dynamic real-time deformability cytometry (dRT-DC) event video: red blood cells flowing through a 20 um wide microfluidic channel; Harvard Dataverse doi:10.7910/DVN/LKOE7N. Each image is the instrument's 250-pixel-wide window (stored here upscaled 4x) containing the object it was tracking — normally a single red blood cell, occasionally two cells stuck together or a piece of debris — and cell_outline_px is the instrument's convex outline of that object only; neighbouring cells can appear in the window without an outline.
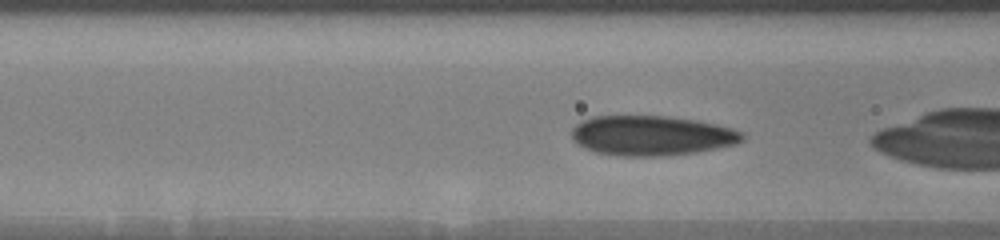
{"species": "human", "species_latin": "Homo sapiens", "temperature_condition": "warm", "stored_images_in_passage": 49, "camera_frame_rate_fps": 3000, "um_per_image_px": 0.085, "donor": {"sex": "male"}, "frame": {"image": 1, "passage_image": 4, "time_ms": 0.333, "image_size_px": [1000, 240], "cell_outline_px": [[744, 140], [736, 144], [696, 152], [664, 156], [616, 156], [596, 152], [584, 148], [576, 144], [572, 140], [572, 128], [580, 120], [592, 116], [668, 116], [696, 120], [716, 124], [732, 128], [744, 132]], "centroid_in_image_um": [55.36, 11.52], "position_along_channel_um": 111.2, "area_um2": 40.06}}
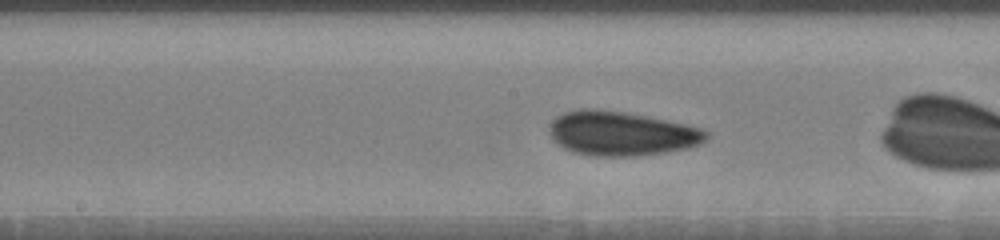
{"frame": {"image": 2, "passage_image": 20, "time_ms": 2.667, "image_size_px": [1000, 240], "cell_outline_px": [[708, 140], [700, 144], [688, 148], [664, 152], [636, 156], [596, 156], [572, 152], [556, 144], [552, 140], [548, 132], [548, 124], [556, 116], [564, 112], [576, 108], [596, 108], [624, 112], [648, 116], [668, 120], [704, 128], [708, 132]], "centroid_in_image_um": [52.79, 11.33], "position_along_channel_um": 195.4, "area_um2": 41.21}}
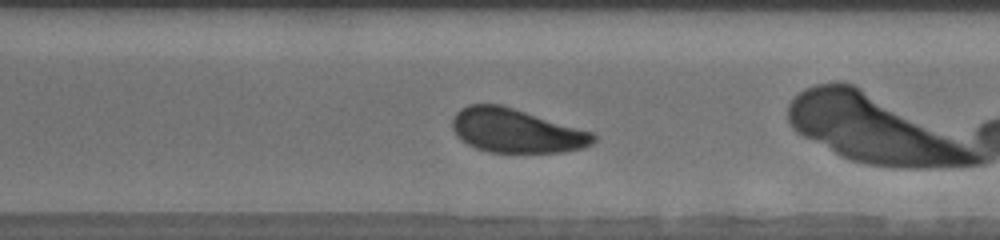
{"frame": {"image": 3, "passage_image": 44, "time_ms": 6.333, "image_size_px": [1000, 240], "cell_outline_px": [[596, 140], [592, 144], [584, 148], [560, 152], [488, 152], [476, 148], [460, 140], [456, 136], [452, 128], [452, 120], [456, 112], [460, 108], [468, 104], [500, 104], [592, 132], [596, 136]], "centroid_in_image_um": [43.84, 11.11], "position_along_channel_um": 326.8, "area_um2": 36.07}}